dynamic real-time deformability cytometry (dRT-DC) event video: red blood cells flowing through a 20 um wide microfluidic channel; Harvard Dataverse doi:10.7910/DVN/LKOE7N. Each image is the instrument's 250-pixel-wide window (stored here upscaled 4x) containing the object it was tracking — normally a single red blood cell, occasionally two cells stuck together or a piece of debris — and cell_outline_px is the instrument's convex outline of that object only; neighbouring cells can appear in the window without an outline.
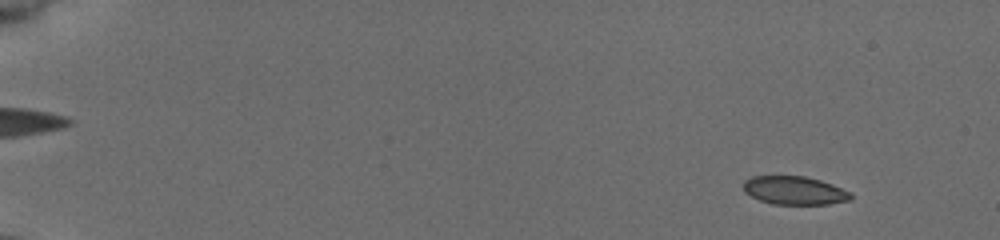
{"species": "common noctule bat (a hibernating species)", "species_latin": "Nyctalus noctula", "temperature_condition": "cold", "stored_images_in_passage": 53, "camera_frame_rate_fps": 3000, "um_per_image_px": 0.085, "animal": {"sex": "female", "body_mass_g": 19.5, "forearm_length_mm": 54.1}, "frame": {"image": 1, "passage_image": 4, "time_ms": 1.0, "image_size_px": [1000, 240], "cell_outline_px": [[852, 196], [848, 200], [828, 204], [772, 204], [760, 200], [744, 192], [744, 180], [752, 176], [804, 176], [820, 180], [852, 192]], "centroid_in_image_um": [67.52, 16.18], "position_along_channel_um": 17.5, "area_um2": 17.63}}
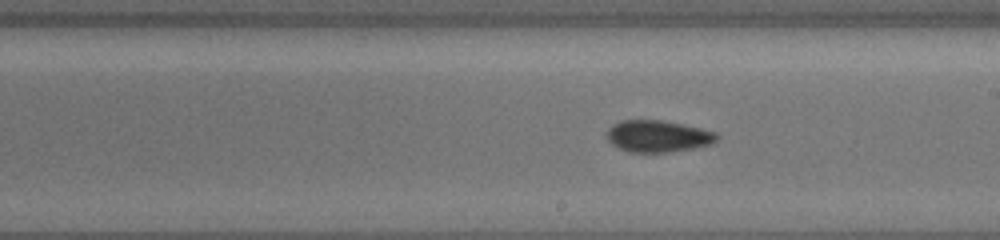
{"frame": {"image": 2, "passage_image": 32, "time_ms": 10.333, "image_size_px": [1000, 240], "cell_outline_px": [[720, 136], [712, 144], [696, 148], [672, 152], [628, 152], [612, 144], [608, 140], [608, 128], [612, 124], [624, 120], [660, 120], [700, 128], [716, 132]], "centroid_in_image_um": [55.95, 11.59], "position_along_channel_um": 233.1, "area_um2": 20.35}}
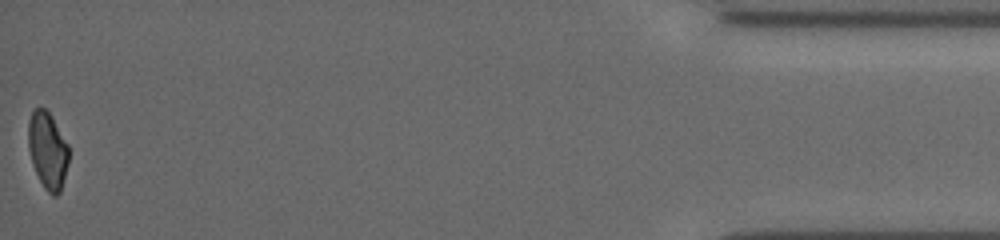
{"frame": {"image": 3, "passage_image": 53, "time_ms": 17.333, "image_size_px": [1000, 240], "cell_outline_px": [[68, 164], [60, 192], [56, 196], [52, 196], [44, 188], [36, 172], [32, 160], [28, 144], [28, 124], [32, 112], [36, 108], [44, 108], [52, 116], [68, 144]], "centroid_in_image_um": [4.06, 12.78], "position_along_channel_um": 431.1, "area_um2": 17.92}, "authors_computed_cell_mechanics": {"area_um2": 19.1318, "velocity_mm_per_s": 3.9333, "shape_relaxation_time_tau1_ms": 7.2092, "shape_relaxation_time_tau2_ms": 3.5262, "deformation_change_tau1": 0.122, "deformation_change_tau2": 0.0577}}